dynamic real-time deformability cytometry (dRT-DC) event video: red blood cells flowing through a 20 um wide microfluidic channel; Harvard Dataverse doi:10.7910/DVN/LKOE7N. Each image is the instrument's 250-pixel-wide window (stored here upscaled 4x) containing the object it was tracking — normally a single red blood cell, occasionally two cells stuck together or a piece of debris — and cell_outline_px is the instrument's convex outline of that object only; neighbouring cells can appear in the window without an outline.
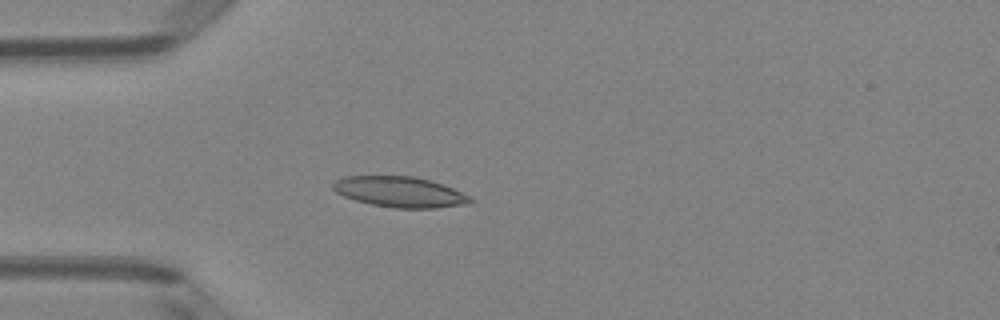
{"species": "Egyptian fruit bat (a non-hibernating species)", "species_latin": "Rousettus aegyptiacus", "temperature_condition": "room temperature", "stored_images_in_passage": 51, "camera_frame_rate_fps": 3000, "um_per_image_px": 0.085, "animal": {"sex": "female"}, "frame": {"image": 1, "passage_image": 15, "time_ms": 4.667, "image_size_px": [1000, 320], "cell_outline_px": [[476, 200], [472, 204], [436, 208], [396, 208], [372, 204], [356, 200], [344, 196], [336, 192], [332, 188], [332, 184], [336, 180], [344, 176], [412, 176], [432, 180], [472, 196]], "centroid_in_image_um": [34.06, 16.32], "position_along_channel_um": 50.9, "area_um2": 24.68}}
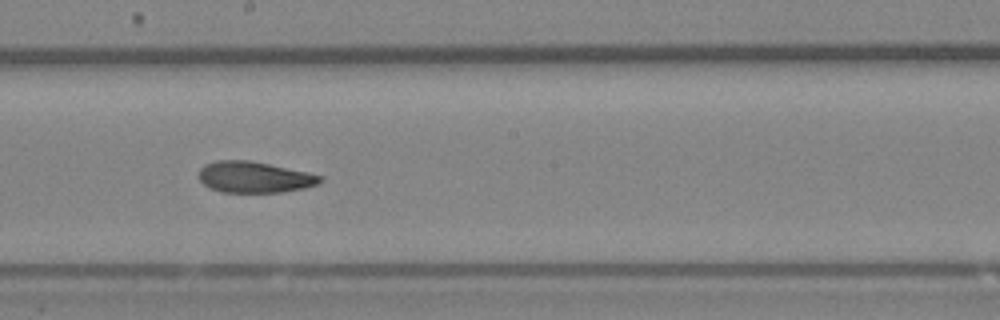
{"frame": {"image": 2, "passage_image": 29, "time_ms": 9.333, "image_size_px": [1000, 320], "cell_outline_px": [[324, 180], [316, 184], [304, 188], [280, 192], [220, 192], [204, 184], [200, 180], [200, 168], [204, 164], [216, 160], [248, 160], [308, 172], [324, 176]], "centroid_in_image_um": [21.63, 15.05], "position_along_channel_um": 226.6, "area_um2": 21.91}}
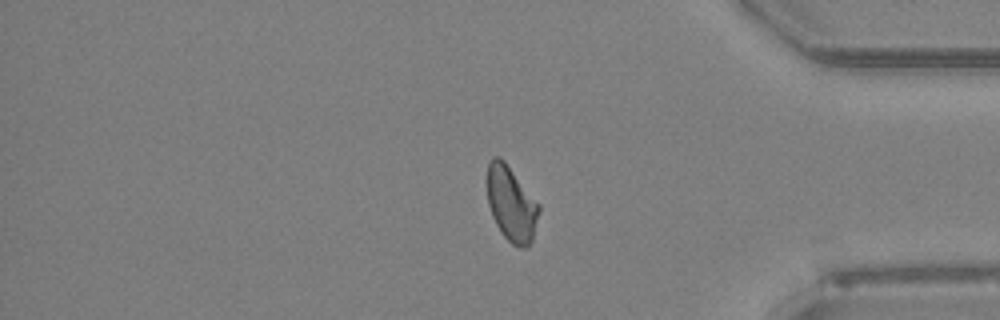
{"frame": {"image": 3, "passage_image": 43, "time_ms": 14.0, "image_size_px": [1000, 320], "cell_outline_px": [[540, 208], [532, 240], [528, 248], [524, 248], [512, 244], [500, 232], [492, 216], [488, 204], [488, 164], [492, 156], [500, 156], [504, 160], [540, 204]], "centroid_in_image_um": [43.47, 17.33], "position_along_channel_um": 391.7, "area_um2": 22.6}, "authors_computed_cell_mechanics": {"area_um2": 22.8888, "velocity_mm_per_s": 4.0012, "shape_relaxation_time_tau1_ms": 5.3216, "shape_relaxation_time_tau2_ms": 2.4979, "deformation_change_tau1": 0.1438, "deformation_change_tau2": 0.0855}}